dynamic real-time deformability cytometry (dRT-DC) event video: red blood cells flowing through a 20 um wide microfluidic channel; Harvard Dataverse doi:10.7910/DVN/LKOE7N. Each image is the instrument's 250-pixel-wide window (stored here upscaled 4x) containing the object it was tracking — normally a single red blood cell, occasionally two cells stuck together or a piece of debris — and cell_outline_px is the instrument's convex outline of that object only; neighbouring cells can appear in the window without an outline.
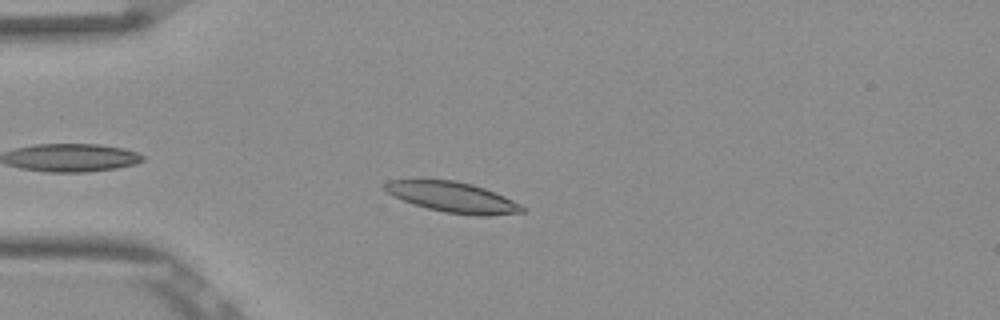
{"species": "Egyptian fruit bat (a non-hibernating species)", "species_latin": "Rousettus aegyptiacus", "temperature_condition": "room temperature", "stored_images_in_passage": 46, "camera_frame_rate_fps": 3000, "um_per_image_px": 0.085, "frame": {"image": 1, "passage_image": 7, "time_ms": 2.0, "image_size_px": [1000, 320], "cell_outline_px": [[528, 208], [524, 212], [488, 216], [480, 216], [444, 212], [412, 204], [392, 196], [384, 188], [384, 184], [388, 180], [452, 180], [472, 184], [484, 188], [504, 196]], "centroid_in_image_um": [38.5, 16.77], "position_along_channel_um": 46.5, "area_um2": 24.28}}
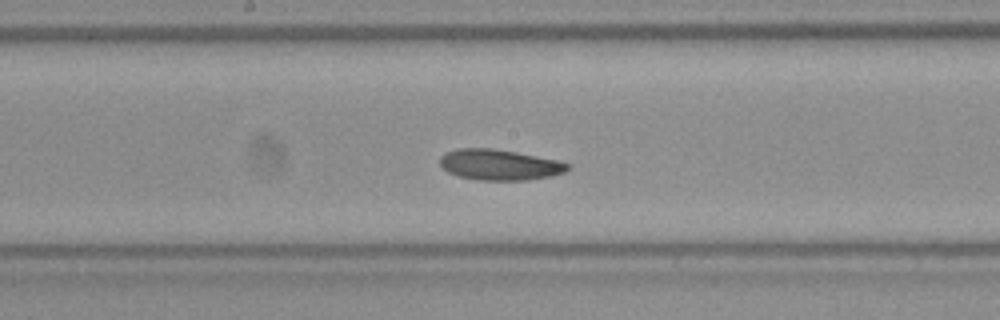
{"frame": {"image": 2, "passage_image": 21, "time_ms": 6.667, "image_size_px": [1000, 320], "cell_outline_px": [[568, 168], [564, 172], [552, 176], [528, 180], [480, 180], [460, 176], [448, 172], [440, 164], [440, 156], [448, 152], [460, 148], [492, 148], [516, 152], [560, 160], [568, 164]], "centroid_in_image_um": [42.48, 14.0], "position_along_channel_um": 205.7, "area_um2": 22.72}}
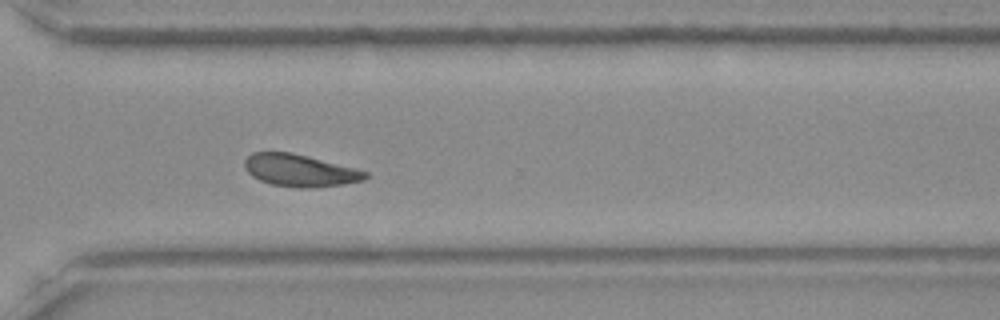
{"frame": {"image": 3, "passage_image": 32, "time_ms": 10.333, "image_size_px": [1000, 320], "cell_outline_px": [[368, 176], [364, 180], [344, 184], [312, 188], [300, 188], [272, 184], [260, 180], [252, 176], [244, 168], [244, 160], [252, 152], [292, 152], [368, 172]], "centroid_in_image_um": [25.46, 14.49], "position_along_channel_um": 345.1, "area_um2": 22.48}, "authors_computed_cell_mechanics": {"area_um2": 22.9755, "velocity_mm_per_s": 3.8009, "shape_relaxation_time_tau1_ms": 4.5571, "shape_relaxation_time_tau2_ms": 4.7496, "deformation_change_tau1": 0.1051, "deformation_change_tau2": 0.1156}}